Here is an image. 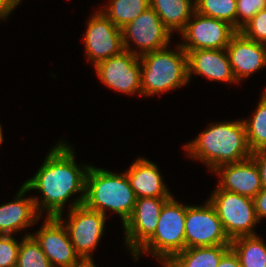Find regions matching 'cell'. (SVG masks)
<instances>
[{"mask_svg":"<svg viewBox=\"0 0 266 267\" xmlns=\"http://www.w3.org/2000/svg\"><path fill=\"white\" fill-rule=\"evenodd\" d=\"M150 7L171 33H181L195 11V0H150Z\"/></svg>","mask_w":266,"mask_h":267,"instance_id":"ffe728a7","label":"cell"},{"mask_svg":"<svg viewBox=\"0 0 266 267\" xmlns=\"http://www.w3.org/2000/svg\"><path fill=\"white\" fill-rule=\"evenodd\" d=\"M237 82L266 66V44L246 38L238 31L226 47Z\"/></svg>","mask_w":266,"mask_h":267,"instance_id":"9a60e30c","label":"cell"},{"mask_svg":"<svg viewBox=\"0 0 266 267\" xmlns=\"http://www.w3.org/2000/svg\"><path fill=\"white\" fill-rule=\"evenodd\" d=\"M176 47L178 51L165 47L140 56L143 96L167 92L189 82L187 53L180 44Z\"/></svg>","mask_w":266,"mask_h":267,"instance_id":"277c9868","label":"cell"},{"mask_svg":"<svg viewBox=\"0 0 266 267\" xmlns=\"http://www.w3.org/2000/svg\"><path fill=\"white\" fill-rule=\"evenodd\" d=\"M236 0H195V11L227 22L236 29Z\"/></svg>","mask_w":266,"mask_h":267,"instance_id":"d4e9b609","label":"cell"},{"mask_svg":"<svg viewBox=\"0 0 266 267\" xmlns=\"http://www.w3.org/2000/svg\"><path fill=\"white\" fill-rule=\"evenodd\" d=\"M181 32L184 38L180 44L185 51L200 49H226L231 38L238 32L225 21L207 17L194 11ZM186 41V42H185Z\"/></svg>","mask_w":266,"mask_h":267,"instance_id":"30bf717a","label":"cell"},{"mask_svg":"<svg viewBox=\"0 0 266 267\" xmlns=\"http://www.w3.org/2000/svg\"><path fill=\"white\" fill-rule=\"evenodd\" d=\"M76 267H96V266L92 260V261H83L80 265Z\"/></svg>","mask_w":266,"mask_h":267,"instance_id":"836d02e7","label":"cell"},{"mask_svg":"<svg viewBox=\"0 0 266 267\" xmlns=\"http://www.w3.org/2000/svg\"><path fill=\"white\" fill-rule=\"evenodd\" d=\"M246 127L247 141L250 150L266 148V90H264L254 115L250 120H243Z\"/></svg>","mask_w":266,"mask_h":267,"instance_id":"cb8c5ba5","label":"cell"},{"mask_svg":"<svg viewBox=\"0 0 266 267\" xmlns=\"http://www.w3.org/2000/svg\"><path fill=\"white\" fill-rule=\"evenodd\" d=\"M22 0H0V14L5 18L9 17Z\"/></svg>","mask_w":266,"mask_h":267,"instance_id":"d6a6232c","label":"cell"},{"mask_svg":"<svg viewBox=\"0 0 266 267\" xmlns=\"http://www.w3.org/2000/svg\"><path fill=\"white\" fill-rule=\"evenodd\" d=\"M213 172L220 175V189L250 198L262 190L259 169L252 158L221 165Z\"/></svg>","mask_w":266,"mask_h":267,"instance_id":"2e32d148","label":"cell"},{"mask_svg":"<svg viewBox=\"0 0 266 267\" xmlns=\"http://www.w3.org/2000/svg\"><path fill=\"white\" fill-rule=\"evenodd\" d=\"M95 71L102 83L118 92L134 94L141 92L140 57L127 50L97 63Z\"/></svg>","mask_w":266,"mask_h":267,"instance_id":"8fae6325","label":"cell"},{"mask_svg":"<svg viewBox=\"0 0 266 267\" xmlns=\"http://www.w3.org/2000/svg\"><path fill=\"white\" fill-rule=\"evenodd\" d=\"M186 205L178 203L171 196L163 205L153 236L133 255L138 259L141 253L148 252L162 264L185 249Z\"/></svg>","mask_w":266,"mask_h":267,"instance_id":"5b68a950","label":"cell"},{"mask_svg":"<svg viewBox=\"0 0 266 267\" xmlns=\"http://www.w3.org/2000/svg\"><path fill=\"white\" fill-rule=\"evenodd\" d=\"M35 234L31 235L53 267H76L83 262L76 253L64 224L57 217H46Z\"/></svg>","mask_w":266,"mask_h":267,"instance_id":"4fadbf2b","label":"cell"},{"mask_svg":"<svg viewBox=\"0 0 266 267\" xmlns=\"http://www.w3.org/2000/svg\"><path fill=\"white\" fill-rule=\"evenodd\" d=\"M122 29L124 50L141 56L168 47L171 40V32L165 27L158 14L149 7L133 21L127 23ZM138 50H132L131 43ZM131 48V49H130Z\"/></svg>","mask_w":266,"mask_h":267,"instance_id":"9c48e42d","label":"cell"},{"mask_svg":"<svg viewBox=\"0 0 266 267\" xmlns=\"http://www.w3.org/2000/svg\"><path fill=\"white\" fill-rule=\"evenodd\" d=\"M240 32L250 40L266 44V9L258 12L240 29Z\"/></svg>","mask_w":266,"mask_h":267,"instance_id":"4316f807","label":"cell"},{"mask_svg":"<svg viewBox=\"0 0 266 267\" xmlns=\"http://www.w3.org/2000/svg\"><path fill=\"white\" fill-rule=\"evenodd\" d=\"M136 196L126 172H114L90 166L86 174L84 205L106 216V210L116 212L122 225L131 217Z\"/></svg>","mask_w":266,"mask_h":267,"instance_id":"3957f363","label":"cell"},{"mask_svg":"<svg viewBox=\"0 0 266 267\" xmlns=\"http://www.w3.org/2000/svg\"><path fill=\"white\" fill-rule=\"evenodd\" d=\"M251 158L259 169L262 189L266 188V148L253 151Z\"/></svg>","mask_w":266,"mask_h":267,"instance_id":"f546056e","label":"cell"},{"mask_svg":"<svg viewBox=\"0 0 266 267\" xmlns=\"http://www.w3.org/2000/svg\"><path fill=\"white\" fill-rule=\"evenodd\" d=\"M185 249L193 247L230 245L221 220L207 200L203 206H186Z\"/></svg>","mask_w":266,"mask_h":267,"instance_id":"ba28073f","label":"cell"},{"mask_svg":"<svg viewBox=\"0 0 266 267\" xmlns=\"http://www.w3.org/2000/svg\"><path fill=\"white\" fill-rule=\"evenodd\" d=\"M189 157L205 163L210 171L224 164L251 158L243 120L210 124L191 143L183 146Z\"/></svg>","mask_w":266,"mask_h":267,"instance_id":"7a4b0ae2","label":"cell"},{"mask_svg":"<svg viewBox=\"0 0 266 267\" xmlns=\"http://www.w3.org/2000/svg\"><path fill=\"white\" fill-rule=\"evenodd\" d=\"M230 245L187 248L174 255L163 267H217Z\"/></svg>","mask_w":266,"mask_h":267,"instance_id":"44dd1931","label":"cell"},{"mask_svg":"<svg viewBox=\"0 0 266 267\" xmlns=\"http://www.w3.org/2000/svg\"><path fill=\"white\" fill-rule=\"evenodd\" d=\"M254 207L257 220L266 217V188H263L254 198Z\"/></svg>","mask_w":266,"mask_h":267,"instance_id":"4dcf8cb0","label":"cell"},{"mask_svg":"<svg viewBox=\"0 0 266 267\" xmlns=\"http://www.w3.org/2000/svg\"><path fill=\"white\" fill-rule=\"evenodd\" d=\"M16 267H53L31 234H25L18 252Z\"/></svg>","mask_w":266,"mask_h":267,"instance_id":"484cf974","label":"cell"},{"mask_svg":"<svg viewBox=\"0 0 266 267\" xmlns=\"http://www.w3.org/2000/svg\"><path fill=\"white\" fill-rule=\"evenodd\" d=\"M169 198H139L131 217L123 225L125 243L132 256L153 236L164 203Z\"/></svg>","mask_w":266,"mask_h":267,"instance_id":"5bb4252c","label":"cell"},{"mask_svg":"<svg viewBox=\"0 0 266 267\" xmlns=\"http://www.w3.org/2000/svg\"><path fill=\"white\" fill-rule=\"evenodd\" d=\"M27 192L28 189L22 185L14 201L0 205V235H13L41 217L33 198L23 197Z\"/></svg>","mask_w":266,"mask_h":267,"instance_id":"ac0fdd59","label":"cell"},{"mask_svg":"<svg viewBox=\"0 0 266 267\" xmlns=\"http://www.w3.org/2000/svg\"><path fill=\"white\" fill-rule=\"evenodd\" d=\"M87 24L83 41L87 58L94 66L124 51L122 29L101 11L93 14Z\"/></svg>","mask_w":266,"mask_h":267,"instance_id":"7c38bea8","label":"cell"},{"mask_svg":"<svg viewBox=\"0 0 266 267\" xmlns=\"http://www.w3.org/2000/svg\"><path fill=\"white\" fill-rule=\"evenodd\" d=\"M149 7L150 0H110L104 8L106 10L100 11L117 27L122 28Z\"/></svg>","mask_w":266,"mask_h":267,"instance_id":"603a6c76","label":"cell"},{"mask_svg":"<svg viewBox=\"0 0 266 267\" xmlns=\"http://www.w3.org/2000/svg\"><path fill=\"white\" fill-rule=\"evenodd\" d=\"M215 208L223 229L230 240L256 235L257 220L253 198L216 187L208 199Z\"/></svg>","mask_w":266,"mask_h":267,"instance_id":"8992f818","label":"cell"},{"mask_svg":"<svg viewBox=\"0 0 266 267\" xmlns=\"http://www.w3.org/2000/svg\"><path fill=\"white\" fill-rule=\"evenodd\" d=\"M187 53L188 79L193 74L205 76L211 81L236 82L226 49H200Z\"/></svg>","mask_w":266,"mask_h":267,"instance_id":"e0dca14e","label":"cell"},{"mask_svg":"<svg viewBox=\"0 0 266 267\" xmlns=\"http://www.w3.org/2000/svg\"><path fill=\"white\" fill-rule=\"evenodd\" d=\"M236 30L250 21L262 9H266L265 0H236ZM240 17H242L240 19Z\"/></svg>","mask_w":266,"mask_h":267,"instance_id":"83f0119b","label":"cell"},{"mask_svg":"<svg viewBox=\"0 0 266 267\" xmlns=\"http://www.w3.org/2000/svg\"><path fill=\"white\" fill-rule=\"evenodd\" d=\"M19 247L13 235H0V267H16Z\"/></svg>","mask_w":266,"mask_h":267,"instance_id":"f1b7e54d","label":"cell"},{"mask_svg":"<svg viewBox=\"0 0 266 267\" xmlns=\"http://www.w3.org/2000/svg\"><path fill=\"white\" fill-rule=\"evenodd\" d=\"M2 126L0 124V144L3 142V135H2Z\"/></svg>","mask_w":266,"mask_h":267,"instance_id":"e575fe53","label":"cell"},{"mask_svg":"<svg viewBox=\"0 0 266 267\" xmlns=\"http://www.w3.org/2000/svg\"><path fill=\"white\" fill-rule=\"evenodd\" d=\"M131 187L137 199L139 198H170L158 166L144 158H138L127 169Z\"/></svg>","mask_w":266,"mask_h":267,"instance_id":"d6986e66","label":"cell"},{"mask_svg":"<svg viewBox=\"0 0 266 267\" xmlns=\"http://www.w3.org/2000/svg\"><path fill=\"white\" fill-rule=\"evenodd\" d=\"M68 220L62 215L57 218L65 224L71 243L83 261H92V251L96 249L105 227L106 216L87 208L84 204L69 209ZM65 222V223H64Z\"/></svg>","mask_w":266,"mask_h":267,"instance_id":"52a82bcc","label":"cell"},{"mask_svg":"<svg viewBox=\"0 0 266 267\" xmlns=\"http://www.w3.org/2000/svg\"><path fill=\"white\" fill-rule=\"evenodd\" d=\"M90 165L82 168L75 163L73 147L59 142L47 154L44 163L23 185L31 190H39L43 198L32 197L38 213L46 209L47 217L62 215L65 203L75 193L81 195L70 204V209L82 205L85 200L86 174Z\"/></svg>","mask_w":266,"mask_h":267,"instance_id":"6da1fadb","label":"cell"},{"mask_svg":"<svg viewBox=\"0 0 266 267\" xmlns=\"http://www.w3.org/2000/svg\"><path fill=\"white\" fill-rule=\"evenodd\" d=\"M241 267H266V244L257 235L240 236L231 240Z\"/></svg>","mask_w":266,"mask_h":267,"instance_id":"7402d4cb","label":"cell"},{"mask_svg":"<svg viewBox=\"0 0 266 267\" xmlns=\"http://www.w3.org/2000/svg\"><path fill=\"white\" fill-rule=\"evenodd\" d=\"M217 267H241L239 258L231 247L222 255Z\"/></svg>","mask_w":266,"mask_h":267,"instance_id":"1f68e13d","label":"cell"}]
</instances>
